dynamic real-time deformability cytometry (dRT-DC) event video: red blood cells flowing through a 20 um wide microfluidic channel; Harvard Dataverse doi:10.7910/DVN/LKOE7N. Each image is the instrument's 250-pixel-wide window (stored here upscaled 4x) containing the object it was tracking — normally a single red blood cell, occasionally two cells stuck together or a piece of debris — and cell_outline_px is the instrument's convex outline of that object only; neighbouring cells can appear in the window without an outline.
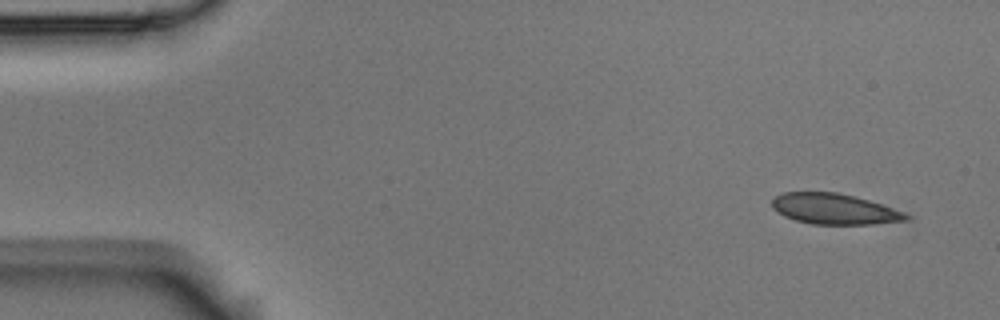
{"species": "Egyptian fruit bat (a non-hibernating species)", "species_latin": "Rousettus aegyptiacus", "temperature_condition": "room temperature", "stored_images_in_passage": 5, "camera_frame_rate_fps": 3000, "um_per_image_px": 0.085, "animal": {"sex": "male"}, "frame": {"image": 1, "passage_image": 1, "time_ms": 0.0, "image_size_px": [1000, 320], "cell_outline_px": [[912, 216], [908, 220], [872, 224], [812, 224], [796, 220], [784, 216], [772, 208], [772, 200], [776, 196], [784, 192], [836, 192], [868, 200], [904, 212]], "centroid_in_image_um": [70.91, 17.76], "position_along_channel_um": 14.1, "area_um2": 23.76}}
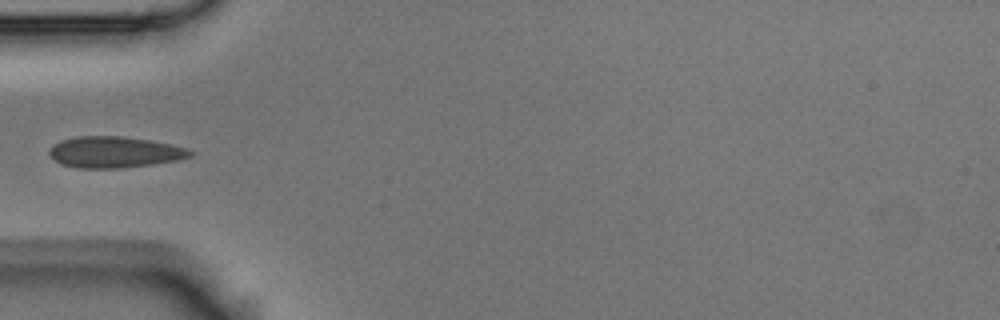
{"frame": {"image": 2, "passage_image": 4, "time_ms": 1.0, "image_size_px": [1000, 320], "cell_outline_px": [[196, 152], [192, 156], [176, 160], [152, 164], [120, 168], [80, 168], [60, 164], [48, 156], [48, 152], [52, 144], [60, 140], [76, 136], [120, 136], [148, 140], [168, 144], [184, 148]], "centroid_in_image_um": [9.66, 12.93], "position_along_channel_um": 75.3, "area_um2": 25.61}}
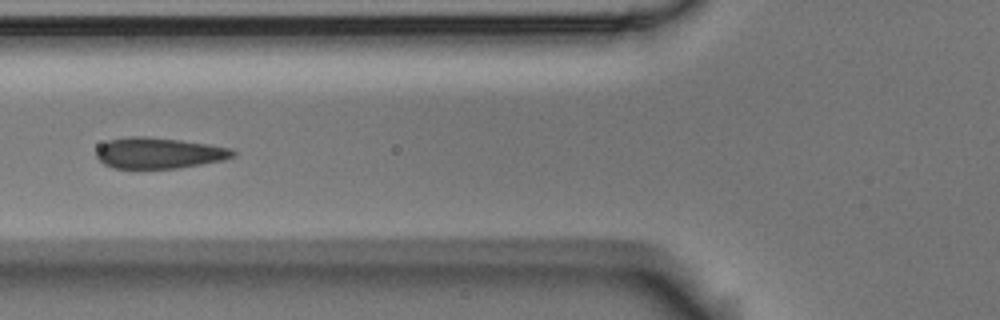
{"frame": {"image": 3, "passage_image": 5, "time_ms": 1.333, "image_size_px": [1000, 320], "cell_outline_px": [[236, 156], [224, 160], [176, 168], [112, 168], [104, 164], [96, 156], [96, 152], [108, 140], [132, 136], [144, 136], [180, 140], [208, 144], [232, 148], [236, 152]], "centroid_in_image_um": [13.55, 13.01], "position_along_channel_um": 112.3, "area_um2": 24.45}}